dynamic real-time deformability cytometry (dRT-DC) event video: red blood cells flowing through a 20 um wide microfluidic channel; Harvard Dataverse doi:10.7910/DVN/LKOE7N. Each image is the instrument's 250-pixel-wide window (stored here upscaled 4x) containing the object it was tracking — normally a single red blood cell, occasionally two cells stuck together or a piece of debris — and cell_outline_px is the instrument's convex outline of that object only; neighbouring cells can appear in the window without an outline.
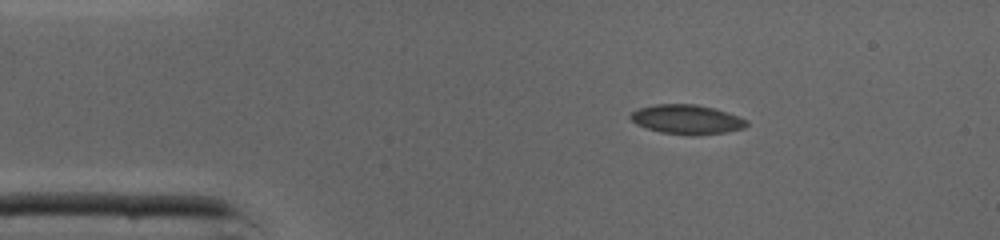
{"species": "common noctule bat (a hibernating species)", "species_latin": "Nyctalus noctula", "temperature_condition": "cold", "stored_images_in_passage": 43, "camera_frame_rate_fps": 3000, "um_per_image_px": 0.085, "animal": {"sex": "male", "body_mass_g": 19.0, "forearm_length_mm": 50.8}, "frame": {"image": 1, "passage_image": 4, "time_ms": 1.0, "image_size_px": [1000, 240], "cell_outline_px": [[748, 124], [744, 128], [724, 132], [660, 132], [636, 124], [628, 116], [632, 112], [640, 108], [656, 104], [696, 104], [712, 108], [748, 120]], "centroid_in_image_um": [58.33, 10.1], "position_along_channel_um": 26.7, "area_um2": 18.73}}
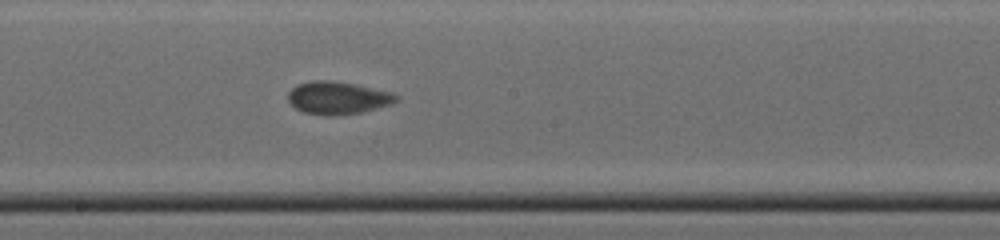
{"frame": {"image": 2, "passage_image": 21, "time_ms": 6.667, "image_size_px": [1000, 240], "cell_outline_px": [[396, 100], [392, 104], [360, 112], [304, 112], [296, 108], [288, 100], [288, 92], [296, 84], [312, 80], [336, 80], [356, 84], [392, 92], [396, 96]], "centroid_in_image_um": [28.7, 8.24], "position_along_channel_um": 219.5, "area_um2": 19.71}}
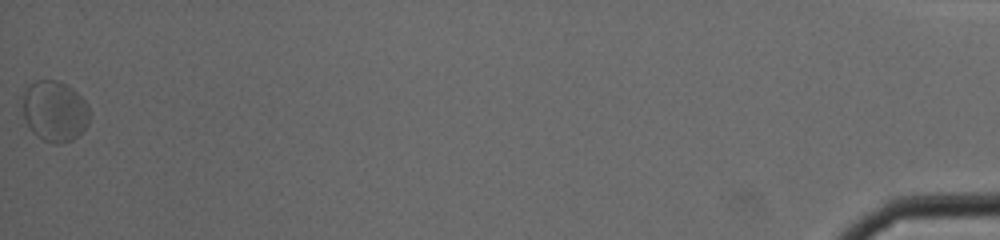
{"frame": {"image": 3, "passage_image": 43, "time_ms": 14.0, "image_size_px": [1000, 240], "cell_outline_px": [[88, 124], [72, 140], [60, 144], [56, 144], [44, 140], [36, 136], [28, 128], [24, 120], [20, 96], [24, 88], [36, 80], [56, 80], [72, 88], [88, 104]], "centroid_in_image_um": [4.57, 9.44], "position_along_channel_um": 430.6, "area_um2": 24.04}}